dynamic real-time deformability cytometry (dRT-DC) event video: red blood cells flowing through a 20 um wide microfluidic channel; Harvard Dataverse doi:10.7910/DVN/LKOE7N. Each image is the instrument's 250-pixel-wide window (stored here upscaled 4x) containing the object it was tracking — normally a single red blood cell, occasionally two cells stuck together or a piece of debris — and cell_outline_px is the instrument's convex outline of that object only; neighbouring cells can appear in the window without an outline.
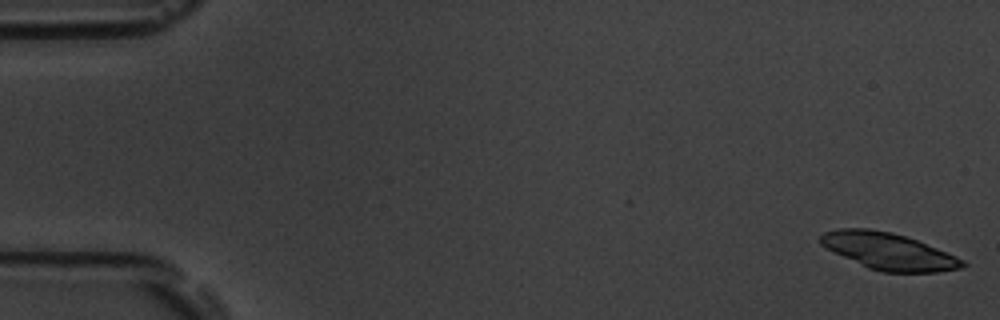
{"species": "common noctule bat (a hibernating species)", "species_latin": "Nyctalus noctula", "temperature_condition": "room temperature", "stored_images_in_passage": 40, "camera_frame_rate_fps": 3000, "um_per_image_px": 0.085, "animal": {"sex": "male", "body_mass_g": 19.5, "forearm_length_mm": 54.6}, "frame": {"image": 1, "passage_image": 1, "time_ms": 0.0, "image_size_px": [1000, 320], "cell_outline_px": [[968, 264], [964, 268], [936, 272], [884, 272], [868, 268], [820, 244], [820, 236], [824, 232], [836, 228], [868, 228], [892, 232], [916, 240], [956, 256], [964, 260]], "centroid_in_image_um": [75.55, 21.35], "position_along_channel_um": 9.4, "area_um2": 30.11}}
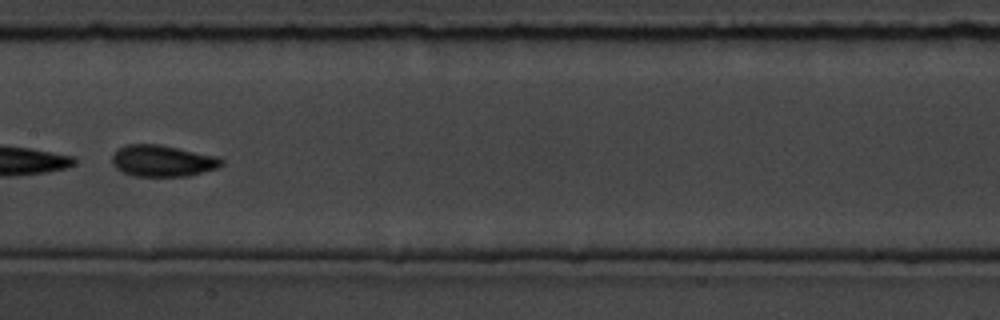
{"frame": {"image": 2, "passage_image": 28, "time_ms": 9.0, "image_size_px": [1000, 320], "cell_outline_px": [[224, 164], [216, 168], [188, 176], [132, 176], [116, 168], [112, 164], [112, 156], [120, 148], [128, 144], [160, 144], [220, 156], [224, 160]], "centroid_in_image_um": [13.86, 13.67], "position_along_channel_um": 193.5, "area_um2": 20.17}}